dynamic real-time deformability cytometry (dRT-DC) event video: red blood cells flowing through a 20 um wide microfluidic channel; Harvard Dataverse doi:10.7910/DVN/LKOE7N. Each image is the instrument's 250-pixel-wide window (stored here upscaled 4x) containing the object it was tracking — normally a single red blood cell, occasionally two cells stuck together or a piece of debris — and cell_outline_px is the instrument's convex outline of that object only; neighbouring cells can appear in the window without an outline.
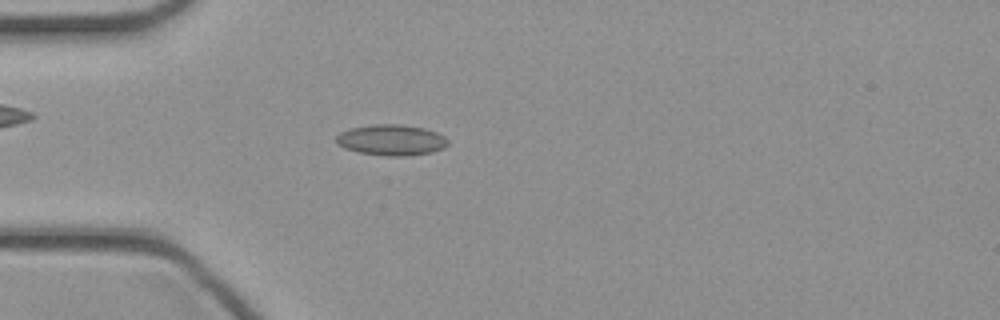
{"species": "common noctule bat (a hibernating species)", "species_latin": "Nyctalus noctula", "temperature_condition": "cold", "stored_images_in_passage": 44, "camera_frame_rate_fps": 3000, "um_per_image_px": 0.085, "animal": {"sex": "female", "body_mass_g": 21.9}, "frame": {"image": 1, "passage_image": 11, "time_ms": 3.333, "image_size_px": [1000, 320], "cell_outline_px": [[448, 144], [444, 148], [432, 152], [404, 156], [388, 156], [360, 152], [344, 148], [336, 144], [336, 136], [340, 132], [352, 128], [372, 124], [400, 124], [424, 128], [436, 132], [444, 136], [448, 140]], "centroid_in_image_um": [33.26, 11.9], "position_along_channel_um": 51.7, "area_um2": 20.06}}
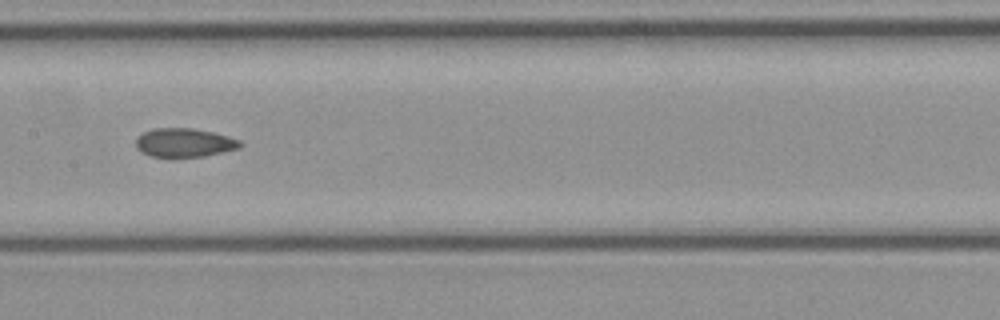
{"frame": {"image": 2, "passage_image": 21, "time_ms": 6.667, "image_size_px": [1000, 320], "cell_outline_px": [[244, 144], [240, 148], [204, 156], [152, 156], [136, 148], [136, 136], [152, 128], [192, 128], [212, 132], [228, 136], [240, 140]], "centroid_in_image_um": [15.68, 12.11], "position_along_channel_um": 191.7, "area_um2": 17.34}}
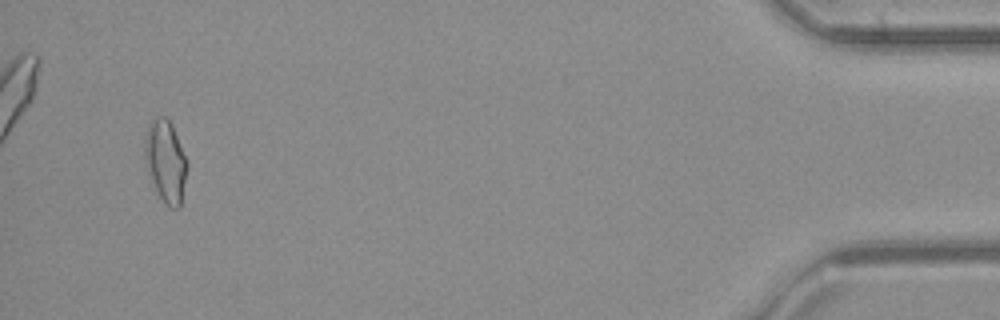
{"frame": {"image": 3, "passage_image": 42, "time_ms": 13.667, "image_size_px": [1000, 320], "cell_outline_px": [[188, 164], [180, 208], [168, 208], [156, 192], [144, 164], [144, 140], [148, 124], [156, 116], [164, 116], [172, 124]], "centroid_in_image_um": [14.05, 13.72], "position_along_channel_um": 421.2, "area_um2": 20.52}}